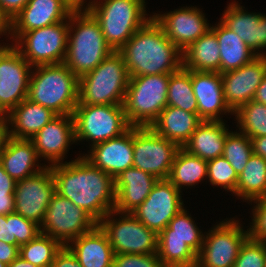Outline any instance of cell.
Masks as SVG:
<instances>
[{"mask_svg":"<svg viewBox=\"0 0 266 267\" xmlns=\"http://www.w3.org/2000/svg\"><path fill=\"white\" fill-rule=\"evenodd\" d=\"M243 8L238 2L229 3L220 21L237 33L257 56H266L262 52L266 49V15L249 13Z\"/></svg>","mask_w":266,"mask_h":267,"instance_id":"24","label":"cell"},{"mask_svg":"<svg viewBox=\"0 0 266 267\" xmlns=\"http://www.w3.org/2000/svg\"><path fill=\"white\" fill-rule=\"evenodd\" d=\"M170 74L129 77L123 108L128 123L149 127L167 106Z\"/></svg>","mask_w":266,"mask_h":267,"instance_id":"8","label":"cell"},{"mask_svg":"<svg viewBox=\"0 0 266 267\" xmlns=\"http://www.w3.org/2000/svg\"><path fill=\"white\" fill-rule=\"evenodd\" d=\"M62 244L48 235L40 233L36 238L19 247V256L39 267H51Z\"/></svg>","mask_w":266,"mask_h":267,"instance_id":"36","label":"cell"},{"mask_svg":"<svg viewBox=\"0 0 266 267\" xmlns=\"http://www.w3.org/2000/svg\"><path fill=\"white\" fill-rule=\"evenodd\" d=\"M72 115L76 142L88 140L91 147L118 137L131 127L123 105L77 104Z\"/></svg>","mask_w":266,"mask_h":267,"instance_id":"9","label":"cell"},{"mask_svg":"<svg viewBox=\"0 0 266 267\" xmlns=\"http://www.w3.org/2000/svg\"><path fill=\"white\" fill-rule=\"evenodd\" d=\"M40 233V225L24 218L22 215L13 213V234L16 237V245L18 247L27 244Z\"/></svg>","mask_w":266,"mask_h":267,"instance_id":"43","label":"cell"},{"mask_svg":"<svg viewBox=\"0 0 266 267\" xmlns=\"http://www.w3.org/2000/svg\"><path fill=\"white\" fill-rule=\"evenodd\" d=\"M204 177L207 178V161L180 148L175 155L168 180L182 192L181 188L195 186Z\"/></svg>","mask_w":266,"mask_h":267,"instance_id":"34","label":"cell"},{"mask_svg":"<svg viewBox=\"0 0 266 267\" xmlns=\"http://www.w3.org/2000/svg\"><path fill=\"white\" fill-rule=\"evenodd\" d=\"M207 177L213 186H220L226 191L235 193L238 175L224 156L207 161Z\"/></svg>","mask_w":266,"mask_h":267,"instance_id":"39","label":"cell"},{"mask_svg":"<svg viewBox=\"0 0 266 267\" xmlns=\"http://www.w3.org/2000/svg\"><path fill=\"white\" fill-rule=\"evenodd\" d=\"M68 34L69 17L60 23L24 32L12 44L32 67L62 64L66 57Z\"/></svg>","mask_w":266,"mask_h":267,"instance_id":"11","label":"cell"},{"mask_svg":"<svg viewBox=\"0 0 266 267\" xmlns=\"http://www.w3.org/2000/svg\"><path fill=\"white\" fill-rule=\"evenodd\" d=\"M114 215L120 216L115 219ZM98 225L106 233L114 254L157 253L158 234L147 228L132 213L111 210Z\"/></svg>","mask_w":266,"mask_h":267,"instance_id":"10","label":"cell"},{"mask_svg":"<svg viewBox=\"0 0 266 267\" xmlns=\"http://www.w3.org/2000/svg\"><path fill=\"white\" fill-rule=\"evenodd\" d=\"M153 14L152 18L181 52L211 28L205 14L196 6L181 7L164 14Z\"/></svg>","mask_w":266,"mask_h":267,"instance_id":"18","label":"cell"},{"mask_svg":"<svg viewBox=\"0 0 266 267\" xmlns=\"http://www.w3.org/2000/svg\"><path fill=\"white\" fill-rule=\"evenodd\" d=\"M0 46V114L7 115L28 97L32 66L9 43Z\"/></svg>","mask_w":266,"mask_h":267,"instance_id":"15","label":"cell"},{"mask_svg":"<svg viewBox=\"0 0 266 267\" xmlns=\"http://www.w3.org/2000/svg\"><path fill=\"white\" fill-rule=\"evenodd\" d=\"M16 181L3 169L0 163V214L15 212L14 191Z\"/></svg>","mask_w":266,"mask_h":267,"instance_id":"44","label":"cell"},{"mask_svg":"<svg viewBox=\"0 0 266 267\" xmlns=\"http://www.w3.org/2000/svg\"><path fill=\"white\" fill-rule=\"evenodd\" d=\"M8 33V34H7ZM10 35L12 40V19L4 12L0 6V35Z\"/></svg>","mask_w":266,"mask_h":267,"instance_id":"50","label":"cell"},{"mask_svg":"<svg viewBox=\"0 0 266 267\" xmlns=\"http://www.w3.org/2000/svg\"><path fill=\"white\" fill-rule=\"evenodd\" d=\"M225 126L224 121H203L183 149L205 161L223 156L224 143L229 132Z\"/></svg>","mask_w":266,"mask_h":267,"instance_id":"30","label":"cell"},{"mask_svg":"<svg viewBox=\"0 0 266 267\" xmlns=\"http://www.w3.org/2000/svg\"><path fill=\"white\" fill-rule=\"evenodd\" d=\"M182 67L220 73L219 42L211 29L182 51Z\"/></svg>","mask_w":266,"mask_h":267,"instance_id":"32","label":"cell"},{"mask_svg":"<svg viewBox=\"0 0 266 267\" xmlns=\"http://www.w3.org/2000/svg\"><path fill=\"white\" fill-rule=\"evenodd\" d=\"M33 68L27 98L57 115H72L78 104L79 78L64 63Z\"/></svg>","mask_w":266,"mask_h":267,"instance_id":"4","label":"cell"},{"mask_svg":"<svg viewBox=\"0 0 266 267\" xmlns=\"http://www.w3.org/2000/svg\"><path fill=\"white\" fill-rule=\"evenodd\" d=\"M180 192L168 179H158L148 197L131 213L159 234L183 208Z\"/></svg>","mask_w":266,"mask_h":267,"instance_id":"16","label":"cell"},{"mask_svg":"<svg viewBox=\"0 0 266 267\" xmlns=\"http://www.w3.org/2000/svg\"><path fill=\"white\" fill-rule=\"evenodd\" d=\"M234 115L239 131L249 138L266 136V105L251 100L241 105Z\"/></svg>","mask_w":266,"mask_h":267,"instance_id":"37","label":"cell"},{"mask_svg":"<svg viewBox=\"0 0 266 267\" xmlns=\"http://www.w3.org/2000/svg\"><path fill=\"white\" fill-rule=\"evenodd\" d=\"M0 267H8V265L0 261Z\"/></svg>","mask_w":266,"mask_h":267,"instance_id":"55","label":"cell"},{"mask_svg":"<svg viewBox=\"0 0 266 267\" xmlns=\"http://www.w3.org/2000/svg\"><path fill=\"white\" fill-rule=\"evenodd\" d=\"M253 153L266 159V136L250 138Z\"/></svg>","mask_w":266,"mask_h":267,"instance_id":"51","label":"cell"},{"mask_svg":"<svg viewBox=\"0 0 266 267\" xmlns=\"http://www.w3.org/2000/svg\"><path fill=\"white\" fill-rule=\"evenodd\" d=\"M72 12L63 0H29L12 20V40L24 32L60 23Z\"/></svg>","mask_w":266,"mask_h":267,"instance_id":"23","label":"cell"},{"mask_svg":"<svg viewBox=\"0 0 266 267\" xmlns=\"http://www.w3.org/2000/svg\"><path fill=\"white\" fill-rule=\"evenodd\" d=\"M88 153L83 155L86 160L115 178L133 167V126L118 137L92 146Z\"/></svg>","mask_w":266,"mask_h":267,"instance_id":"21","label":"cell"},{"mask_svg":"<svg viewBox=\"0 0 266 267\" xmlns=\"http://www.w3.org/2000/svg\"><path fill=\"white\" fill-rule=\"evenodd\" d=\"M9 137L7 117L4 114H0V154L3 152Z\"/></svg>","mask_w":266,"mask_h":267,"instance_id":"49","label":"cell"},{"mask_svg":"<svg viewBox=\"0 0 266 267\" xmlns=\"http://www.w3.org/2000/svg\"><path fill=\"white\" fill-rule=\"evenodd\" d=\"M30 140L39 159L49 161L48 166L63 163L68 147L76 143L73 115H57Z\"/></svg>","mask_w":266,"mask_h":267,"instance_id":"20","label":"cell"},{"mask_svg":"<svg viewBox=\"0 0 266 267\" xmlns=\"http://www.w3.org/2000/svg\"><path fill=\"white\" fill-rule=\"evenodd\" d=\"M38 155L30 139L9 137L3 152L0 154V163L3 169L15 180H22L32 176L46 167L38 162ZM36 167V168H35Z\"/></svg>","mask_w":266,"mask_h":267,"instance_id":"27","label":"cell"},{"mask_svg":"<svg viewBox=\"0 0 266 267\" xmlns=\"http://www.w3.org/2000/svg\"><path fill=\"white\" fill-rule=\"evenodd\" d=\"M233 267H266V242L248 237L242 244Z\"/></svg>","mask_w":266,"mask_h":267,"instance_id":"40","label":"cell"},{"mask_svg":"<svg viewBox=\"0 0 266 267\" xmlns=\"http://www.w3.org/2000/svg\"><path fill=\"white\" fill-rule=\"evenodd\" d=\"M56 116L51 109L26 98L6 115L9 135L17 139H31Z\"/></svg>","mask_w":266,"mask_h":267,"instance_id":"28","label":"cell"},{"mask_svg":"<svg viewBox=\"0 0 266 267\" xmlns=\"http://www.w3.org/2000/svg\"><path fill=\"white\" fill-rule=\"evenodd\" d=\"M253 154L251 139L242 132L229 131L224 143V158L239 175Z\"/></svg>","mask_w":266,"mask_h":267,"instance_id":"38","label":"cell"},{"mask_svg":"<svg viewBox=\"0 0 266 267\" xmlns=\"http://www.w3.org/2000/svg\"><path fill=\"white\" fill-rule=\"evenodd\" d=\"M145 0H93L84 7L98 21L107 44L119 51L151 18Z\"/></svg>","mask_w":266,"mask_h":267,"instance_id":"5","label":"cell"},{"mask_svg":"<svg viewBox=\"0 0 266 267\" xmlns=\"http://www.w3.org/2000/svg\"><path fill=\"white\" fill-rule=\"evenodd\" d=\"M29 0H0V6L4 12L13 18L24 8Z\"/></svg>","mask_w":266,"mask_h":267,"instance_id":"48","label":"cell"},{"mask_svg":"<svg viewBox=\"0 0 266 267\" xmlns=\"http://www.w3.org/2000/svg\"><path fill=\"white\" fill-rule=\"evenodd\" d=\"M8 267H39L36 265H33L30 262H27L22 257L18 256L13 262H11Z\"/></svg>","mask_w":266,"mask_h":267,"instance_id":"54","label":"cell"},{"mask_svg":"<svg viewBox=\"0 0 266 267\" xmlns=\"http://www.w3.org/2000/svg\"><path fill=\"white\" fill-rule=\"evenodd\" d=\"M55 192L52 170L47 165L40 172L16 181L15 213L40 225Z\"/></svg>","mask_w":266,"mask_h":267,"instance_id":"17","label":"cell"},{"mask_svg":"<svg viewBox=\"0 0 266 267\" xmlns=\"http://www.w3.org/2000/svg\"><path fill=\"white\" fill-rule=\"evenodd\" d=\"M112 267H165L158 257L153 254H114Z\"/></svg>","mask_w":266,"mask_h":267,"instance_id":"41","label":"cell"},{"mask_svg":"<svg viewBox=\"0 0 266 267\" xmlns=\"http://www.w3.org/2000/svg\"><path fill=\"white\" fill-rule=\"evenodd\" d=\"M235 196L249 203L266 196V159L252 154L238 175Z\"/></svg>","mask_w":266,"mask_h":267,"instance_id":"33","label":"cell"},{"mask_svg":"<svg viewBox=\"0 0 266 267\" xmlns=\"http://www.w3.org/2000/svg\"><path fill=\"white\" fill-rule=\"evenodd\" d=\"M221 75L225 101L235 112L241 105L253 100L266 75V56H257L250 63Z\"/></svg>","mask_w":266,"mask_h":267,"instance_id":"19","label":"cell"},{"mask_svg":"<svg viewBox=\"0 0 266 267\" xmlns=\"http://www.w3.org/2000/svg\"><path fill=\"white\" fill-rule=\"evenodd\" d=\"M112 52L93 15L89 11H73L69 16L67 52L63 62L73 74L82 77Z\"/></svg>","mask_w":266,"mask_h":267,"instance_id":"3","label":"cell"},{"mask_svg":"<svg viewBox=\"0 0 266 267\" xmlns=\"http://www.w3.org/2000/svg\"><path fill=\"white\" fill-rule=\"evenodd\" d=\"M97 224L86 211L55 192L40 224V230L42 234L57 239L65 246Z\"/></svg>","mask_w":266,"mask_h":267,"instance_id":"12","label":"cell"},{"mask_svg":"<svg viewBox=\"0 0 266 267\" xmlns=\"http://www.w3.org/2000/svg\"><path fill=\"white\" fill-rule=\"evenodd\" d=\"M129 77L172 74L182 67V52L151 18L119 50Z\"/></svg>","mask_w":266,"mask_h":267,"instance_id":"2","label":"cell"},{"mask_svg":"<svg viewBox=\"0 0 266 267\" xmlns=\"http://www.w3.org/2000/svg\"><path fill=\"white\" fill-rule=\"evenodd\" d=\"M70 243L66 246L82 267H112L114 252L106 233L98 224Z\"/></svg>","mask_w":266,"mask_h":267,"instance_id":"26","label":"cell"},{"mask_svg":"<svg viewBox=\"0 0 266 267\" xmlns=\"http://www.w3.org/2000/svg\"><path fill=\"white\" fill-rule=\"evenodd\" d=\"M0 241L16 245V237L13 234V213L0 214Z\"/></svg>","mask_w":266,"mask_h":267,"instance_id":"46","label":"cell"},{"mask_svg":"<svg viewBox=\"0 0 266 267\" xmlns=\"http://www.w3.org/2000/svg\"><path fill=\"white\" fill-rule=\"evenodd\" d=\"M203 239V232L183 208L158 234V257L165 267L197 265V255L201 251Z\"/></svg>","mask_w":266,"mask_h":267,"instance_id":"7","label":"cell"},{"mask_svg":"<svg viewBox=\"0 0 266 267\" xmlns=\"http://www.w3.org/2000/svg\"><path fill=\"white\" fill-rule=\"evenodd\" d=\"M19 256V247L0 241V261L9 265Z\"/></svg>","mask_w":266,"mask_h":267,"instance_id":"47","label":"cell"},{"mask_svg":"<svg viewBox=\"0 0 266 267\" xmlns=\"http://www.w3.org/2000/svg\"><path fill=\"white\" fill-rule=\"evenodd\" d=\"M116 202L114 210L131 213L148 197L158 179L140 169L131 167L114 178Z\"/></svg>","mask_w":266,"mask_h":267,"instance_id":"25","label":"cell"},{"mask_svg":"<svg viewBox=\"0 0 266 267\" xmlns=\"http://www.w3.org/2000/svg\"><path fill=\"white\" fill-rule=\"evenodd\" d=\"M180 147L159 136L150 126H133V167L157 179H168Z\"/></svg>","mask_w":266,"mask_h":267,"instance_id":"13","label":"cell"},{"mask_svg":"<svg viewBox=\"0 0 266 267\" xmlns=\"http://www.w3.org/2000/svg\"><path fill=\"white\" fill-rule=\"evenodd\" d=\"M51 267H82L75 255L65 245L56 253Z\"/></svg>","mask_w":266,"mask_h":267,"instance_id":"45","label":"cell"},{"mask_svg":"<svg viewBox=\"0 0 266 267\" xmlns=\"http://www.w3.org/2000/svg\"><path fill=\"white\" fill-rule=\"evenodd\" d=\"M210 29L216 34L219 42L220 73L238 69L257 57L242 38L221 21Z\"/></svg>","mask_w":266,"mask_h":267,"instance_id":"31","label":"cell"},{"mask_svg":"<svg viewBox=\"0 0 266 267\" xmlns=\"http://www.w3.org/2000/svg\"><path fill=\"white\" fill-rule=\"evenodd\" d=\"M256 205L252 209V225L250 224L249 237L252 240L266 242V196L252 201Z\"/></svg>","mask_w":266,"mask_h":267,"instance_id":"42","label":"cell"},{"mask_svg":"<svg viewBox=\"0 0 266 267\" xmlns=\"http://www.w3.org/2000/svg\"><path fill=\"white\" fill-rule=\"evenodd\" d=\"M202 122L203 120L196 113L174 106H166L150 127L159 136L165 137L183 148Z\"/></svg>","mask_w":266,"mask_h":267,"instance_id":"29","label":"cell"},{"mask_svg":"<svg viewBox=\"0 0 266 267\" xmlns=\"http://www.w3.org/2000/svg\"><path fill=\"white\" fill-rule=\"evenodd\" d=\"M235 218L221 221L209 230L203 239L197 255L199 267H233L239 250L249 237V230H243Z\"/></svg>","mask_w":266,"mask_h":267,"instance_id":"14","label":"cell"},{"mask_svg":"<svg viewBox=\"0 0 266 267\" xmlns=\"http://www.w3.org/2000/svg\"><path fill=\"white\" fill-rule=\"evenodd\" d=\"M72 11H84L85 0H63Z\"/></svg>","mask_w":266,"mask_h":267,"instance_id":"53","label":"cell"},{"mask_svg":"<svg viewBox=\"0 0 266 267\" xmlns=\"http://www.w3.org/2000/svg\"><path fill=\"white\" fill-rule=\"evenodd\" d=\"M191 83L203 121H223L221 114L234 115L224 98L221 73L191 70Z\"/></svg>","mask_w":266,"mask_h":267,"instance_id":"22","label":"cell"},{"mask_svg":"<svg viewBox=\"0 0 266 267\" xmlns=\"http://www.w3.org/2000/svg\"><path fill=\"white\" fill-rule=\"evenodd\" d=\"M254 101L266 105V75L264 76L261 84L256 90Z\"/></svg>","mask_w":266,"mask_h":267,"instance_id":"52","label":"cell"},{"mask_svg":"<svg viewBox=\"0 0 266 267\" xmlns=\"http://www.w3.org/2000/svg\"><path fill=\"white\" fill-rule=\"evenodd\" d=\"M167 106L198 114L197 100L191 83V70L181 67L170 74Z\"/></svg>","mask_w":266,"mask_h":267,"instance_id":"35","label":"cell"},{"mask_svg":"<svg viewBox=\"0 0 266 267\" xmlns=\"http://www.w3.org/2000/svg\"><path fill=\"white\" fill-rule=\"evenodd\" d=\"M55 190L86 211L97 223L116 202L115 181L83 156L69 162L50 165Z\"/></svg>","mask_w":266,"mask_h":267,"instance_id":"1","label":"cell"},{"mask_svg":"<svg viewBox=\"0 0 266 267\" xmlns=\"http://www.w3.org/2000/svg\"><path fill=\"white\" fill-rule=\"evenodd\" d=\"M128 82L124 57L113 51L94 70L79 78L78 104L123 105Z\"/></svg>","mask_w":266,"mask_h":267,"instance_id":"6","label":"cell"}]
</instances>
